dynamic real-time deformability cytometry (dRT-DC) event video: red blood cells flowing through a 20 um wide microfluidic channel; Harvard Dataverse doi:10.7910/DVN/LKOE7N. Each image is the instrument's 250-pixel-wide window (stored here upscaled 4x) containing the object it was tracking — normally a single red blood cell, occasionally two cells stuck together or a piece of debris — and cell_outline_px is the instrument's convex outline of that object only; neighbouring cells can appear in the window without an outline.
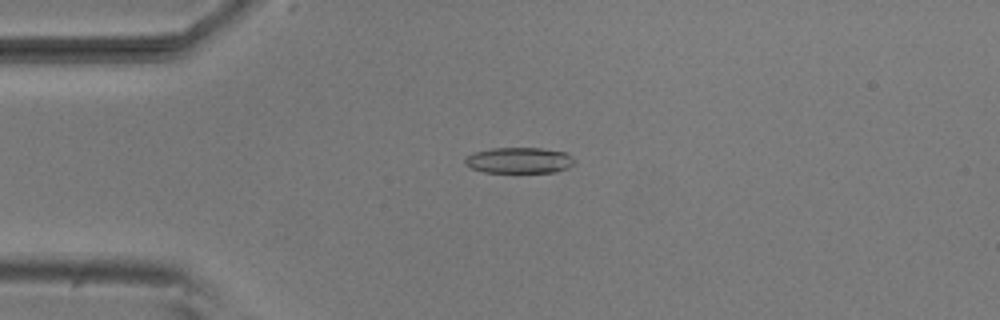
{"species": "common noctule bat (a hibernating species)", "species_latin": "Nyctalus noctula", "temperature_condition": "room temperature", "stored_images_in_passage": 41, "camera_frame_rate_fps": 3000, "um_per_image_px": 0.085, "animal": {"sex": "male", "body_mass_g": 20.5, "forearm_length_mm": 52.5}, "frame": {"image": 1, "passage_image": 1, "time_ms": 0.0, "image_size_px": [1000, 320], "cell_outline_px": [[576, 160], [568, 168], [556, 172], [484, 172], [472, 168], [464, 164], [464, 160], [472, 152], [492, 148], [540, 148], [564, 152], [572, 156]], "centroid_in_image_um": [44.12, 13.63], "position_along_channel_um": 40.9, "area_um2": 16.53}}
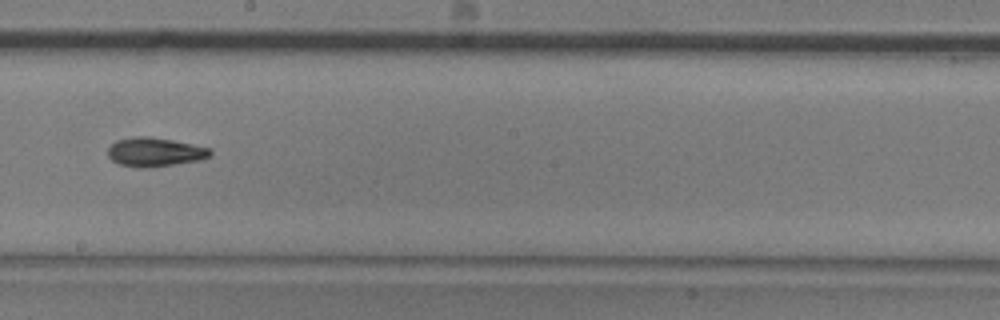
{"frame": {"image": 2, "passage_image": 18, "time_ms": 5.667, "image_size_px": [1000, 320], "cell_outline_px": [[212, 152], [208, 156], [200, 160], [152, 168], [136, 168], [120, 164], [112, 160], [108, 156], [108, 148], [116, 140], [136, 136], [152, 136], [212, 148]], "centroid_in_image_um": [13.16, 12.93], "position_along_channel_um": 235.0, "area_um2": 17.46}}
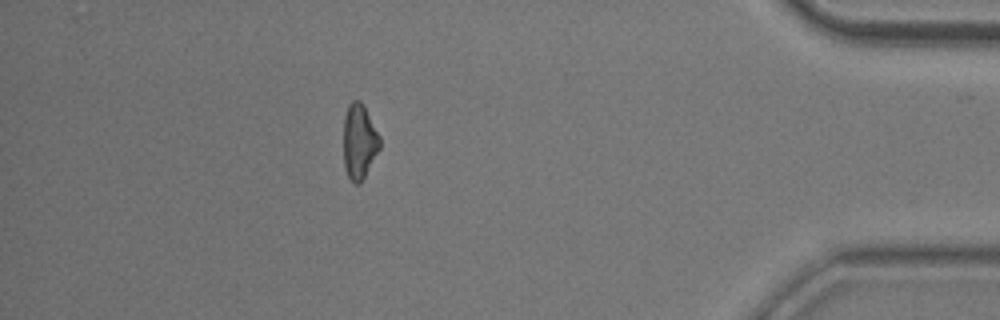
{"frame": {"image": 3, "passage_image": 35, "time_ms": 11.333, "image_size_px": [1000, 320], "cell_outline_px": [[380, 148], [360, 184], [356, 184], [348, 176], [344, 168], [344, 116], [348, 104], [352, 100], [360, 100], [364, 104], [380, 136]], "centroid_in_image_um": [30.54, 11.99], "position_along_channel_um": 404.7, "area_um2": 15.95}, "authors_computed_cell_mechanics": {"area_um2": 16.3574, "velocity_mm_per_s": 3.8203, "shape_relaxation_time_tau1_ms": 6.4563, "shape_relaxation_time_tau2_ms": null, "deformation_change_tau1": 0.1523, "deformation_change_tau2": null}}